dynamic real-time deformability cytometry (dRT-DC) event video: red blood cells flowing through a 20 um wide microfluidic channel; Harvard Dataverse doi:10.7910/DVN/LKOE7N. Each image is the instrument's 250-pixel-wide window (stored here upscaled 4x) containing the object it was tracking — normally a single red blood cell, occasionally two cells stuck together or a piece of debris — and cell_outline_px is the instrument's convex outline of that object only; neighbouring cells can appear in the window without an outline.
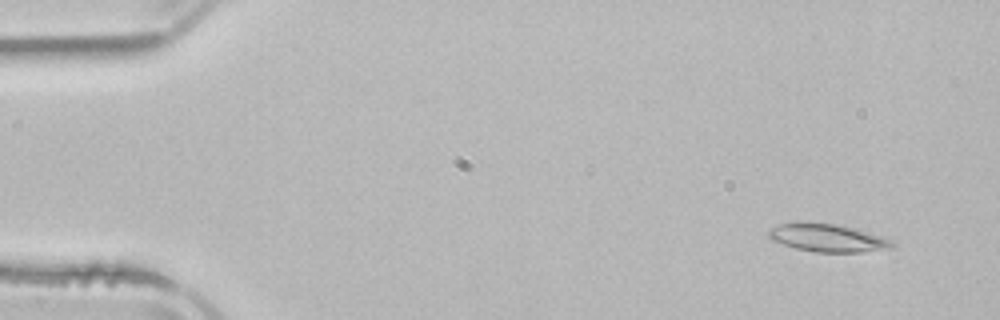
{"species": "common noctule bat (a hibernating species)", "species_latin": "Nyctalus noctula", "temperature_condition": "room temperature", "stored_images_in_passage": 3, "camera_frame_rate_fps": 3000, "um_per_image_px": 0.085, "animal": {"sex": "male", "body_mass_g": 21.5, "forearm_length_mm": 52.0}, "frame": {"image": 1, "passage_image": 1, "time_ms": 0.0, "image_size_px": [1000, 320], "cell_outline_px": [[896, 244], [892, 248], [860, 252], [816, 252], [796, 248], [772, 240], [768, 236], [768, 228], [780, 224], [796, 220], [808, 220], [836, 224], [852, 228], [880, 236], [892, 240]], "centroid_in_image_um": [70.28, 20.18], "position_along_channel_um": 14.7, "area_um2": 20.4}}
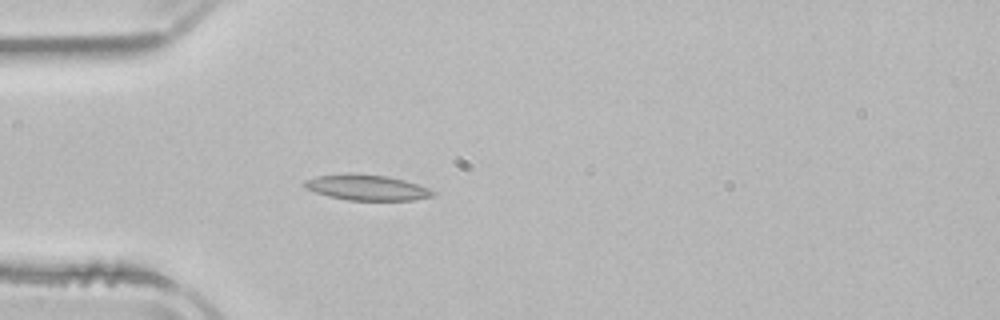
{"frame": {"image": 2, "passage_image": 3, "time_ms": 3.667, "image_size_px": [1000, 320], "cell_outline_px": [[436, 196], [412, 200], [348, 200], [328, 196], [304, 188], [300, 184], [304, 180], [316, 176], [352, 172], [388, 176], [404, 180], [428, 188], [436, 192]], "centroid_in_image_um": [31.14, 15.92], "position_along_channel_um": 53.9, "area_um2": 19.42}}